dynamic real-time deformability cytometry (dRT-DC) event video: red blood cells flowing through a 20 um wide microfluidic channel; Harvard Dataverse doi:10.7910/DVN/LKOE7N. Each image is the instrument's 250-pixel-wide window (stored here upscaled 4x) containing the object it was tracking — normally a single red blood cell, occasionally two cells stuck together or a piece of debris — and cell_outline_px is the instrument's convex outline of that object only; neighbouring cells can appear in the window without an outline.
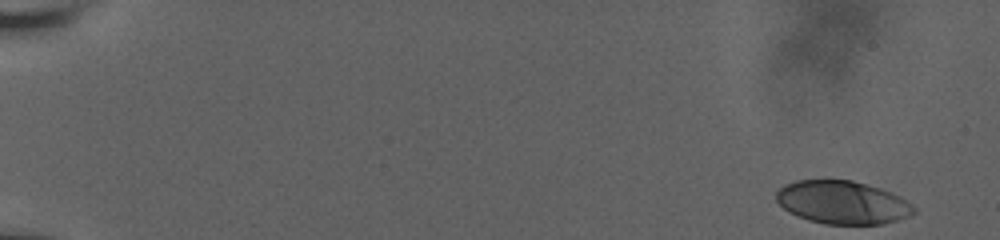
{"species": "human", "species_latin": "Homo sapiens", "temperature_condition": "room temperature", "stored_images_in_passage": 18, "camera_frame_rate_fps": 3000, "um_per_image_px": 0.085, "donor": {"sex": "male"}, "frame": {"image": 1, "passage_image": 1, "time_ms": 0.0, "image_size_px": [1000, 240], "cell_outline_px": [[916, 212], [908, 216], [884, 224], [824, 224], [808, 220], [796, 216], [788, 212], [776, 200], [776, 192], [784, 184], [796, 180], [852, 180], [868, 184], [892, 192], [908, 200], [916, 208]], "centroid_in_image_um": [71.62, 17.2], "position_along_channel_um": 13.4, "area_um2": 34.85}}
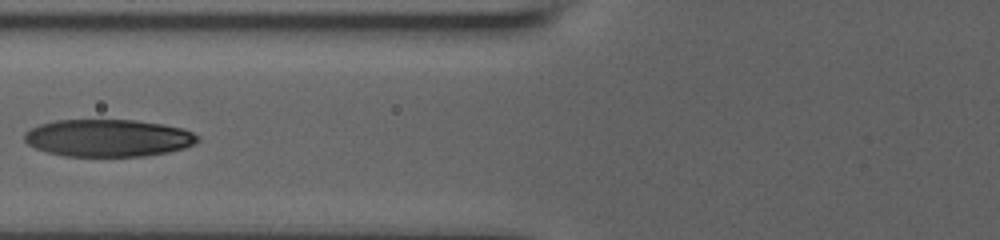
{"frame": {"image": 2, "passage_image": 16, "time_ms": 7.667, "image_size_px": [1000, 240], "cell_outline_px": [[200, 140], [184, 148], [168, 152], [144, 156], [64, 156], [48, 152], [36, 148], [28, 144], [24, 140], [24, 132], [40, 124], [56, 120], [136, 120], [164, 124], [184, 128], [200, 136]], "centroid_in_image_um": [9.21, 11.72], "position_along_channel_um": 116.6, "area_um2": 37.8}}
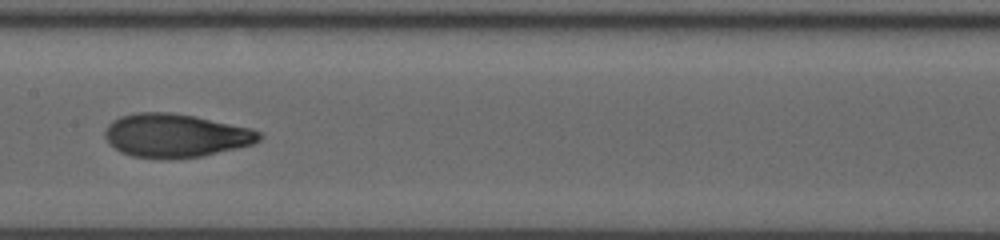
{"frame": {"image": 3, "passage_image": 18, "time_ms": 9.667, "image_size_px": [1000, 240], "cell_outline_px": [[264, 136], [260, 140], [252, 144], [204, 156], [164, 160], [160, 160], [132, 156], [120, 152], [108, 144], [104, 136], [104, 132], [108, 124], [112, 120], [120, 116], [136, 112], [172, 112], [196, 116], [252, 128], [264, 132]], "centroid_in_image_um": [14.92, 11.53], "position_along_channel_um": 192.5, "area_um2": 39.94}}